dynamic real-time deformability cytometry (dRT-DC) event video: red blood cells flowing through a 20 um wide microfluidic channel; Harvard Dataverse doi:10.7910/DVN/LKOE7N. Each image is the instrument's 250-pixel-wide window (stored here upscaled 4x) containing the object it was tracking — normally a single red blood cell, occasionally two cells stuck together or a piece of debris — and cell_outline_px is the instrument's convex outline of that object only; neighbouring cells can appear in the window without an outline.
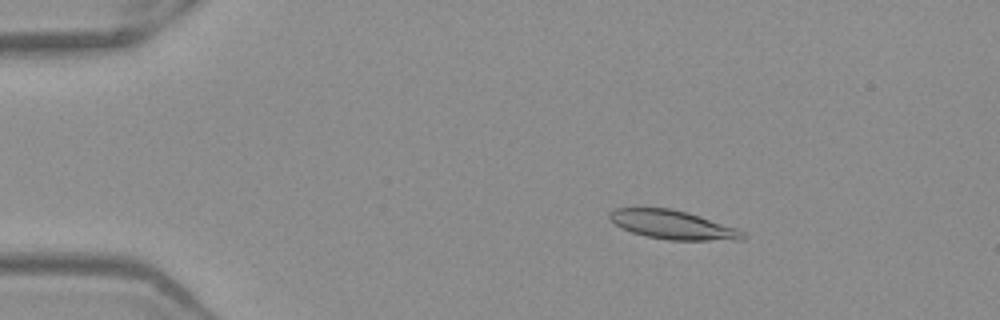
{"species": "Egyptian fruit bat (a non-hibernating species)", "species_latin": "Rousettus aegyptiacus", "temperature_condition": "warm", "stored_images_in_passage": 52, "camera_frame_rate_fps": 3000, "um_per_image_px": 0.085, "frame": {"image": 1, "passage_image": 9, "time_ms": 2.667, "image_size_px": [1000, 320], "cell_outline_px": [[748, 236], [744, 240], [668, 240], [644, 236], [632, 232], [616, 224], [608, 216], [608, 212], [616, 208], [672, 208], [688, 212], [736, 228], [744, 232]], "centroid_in_image_um": [57.22, 19.11], "position_along_channel_um": 27.8, "area_um2": 22.37}}
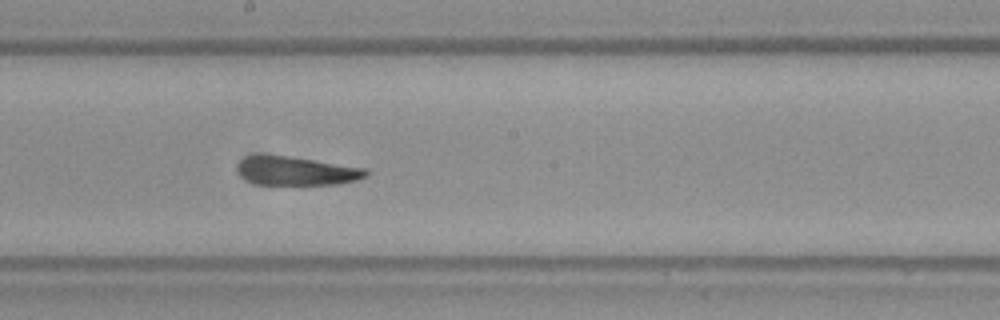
{"frame": {"image": 2, "passage_image": 29, "time_ms": 9.333, "image_size_px": [1000, 320], "cell_outline_px": [[368, 176], [356, 180], [336, 184], [256, 184], [240, 176], [236, 168], [240, 160], [248, 156], [288, 156], [368, 168]], "centroid_in_image_um": [25.22, 14.53], "position_along_channel_um": 223.0, "area_um2": 21.27}}
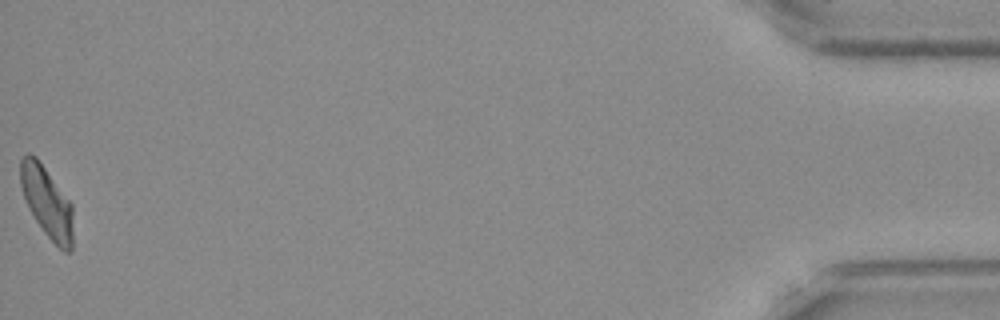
{"frame": {"image": 3, "passage_image": 52, "time_ms": 17.0, "image_size_px": [1000, 320], "cell_outline_px": [[72, 248], [68, 252], [64, 252], [44, 232], [28, 208], [20, 184], [20, 160], [28, 152], [36, 156], [72, 204]], "centroid_in_image_um": [3.97, 17.15], "position_along_channel_um": 431.2, "area_um2": 21.5}, "authors_computed_cell_mechanics": {"area_um2": 22.1952, "velocity_mm_per_s": 3.955, "shape_relaxation_time_tau1_ms": null, "shape_relaxation_time_tau2_ms": 4.3495, "deformation_change_tau1": null, "deformation_change_tau2": 0.1122}}